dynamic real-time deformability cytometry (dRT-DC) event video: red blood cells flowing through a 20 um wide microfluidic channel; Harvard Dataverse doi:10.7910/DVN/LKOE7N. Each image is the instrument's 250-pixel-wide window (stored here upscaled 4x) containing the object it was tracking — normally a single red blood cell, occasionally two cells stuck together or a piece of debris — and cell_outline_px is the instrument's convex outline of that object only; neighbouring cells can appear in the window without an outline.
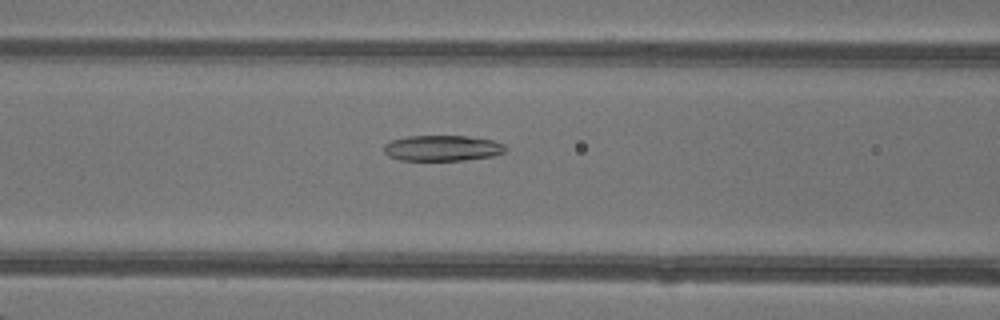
{"species": "common noctule bat (a hibernating species)", "species_latin": "Nyctalus noctula", "temperature_condition": "warm", "stored_images_in_passage": 33, "camera_frame_rate_fps": 3000, "um_per_image_px": 0.085, "animal": {"sex": "female"}, "frame": {"image": 1, "passage_image": 6, "time_ms": 1.667, "image_size_px": [1000, 320], "cell_outline_px": [[508, 148], [504, 152], [492, 156], [464, 160], [400, 160], [388, 156], [384, 152], [384, 144], [392, 140], [408, 136], [468, 136], [492, 140], [504, 144]], "centroid_in_image_um": [37.6, 12.59], "position_along_channel_um": 129.0, "area_um2": 18.21}}
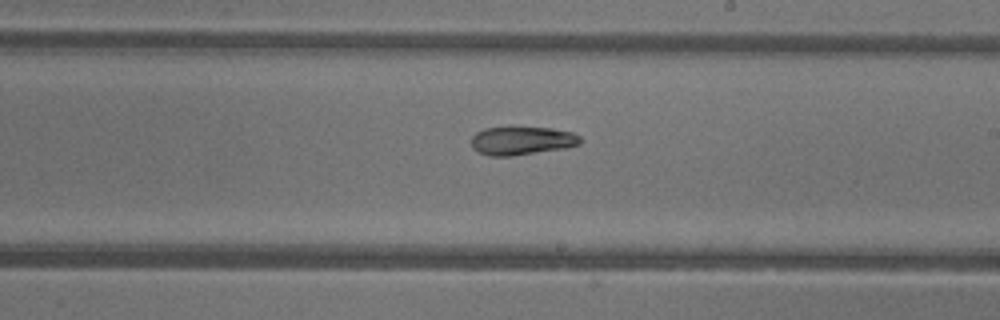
{"frame": {"image": 2, "passage_image": 14, "time_ms": 4.333, "image_size_px": [1000, 320], "cell_outline_px": [[580, 144], [568, 148], [512, 156], [492, 156], [480, 152], [472, 148], [472, 136], [476, 132], [484, 128], [552, 128], [572, 132], [580, 136]], "centroid_in_image_um": [44.38, 11.97], "position_along_channel_um": 244.6, "area_um2": 17.92}}
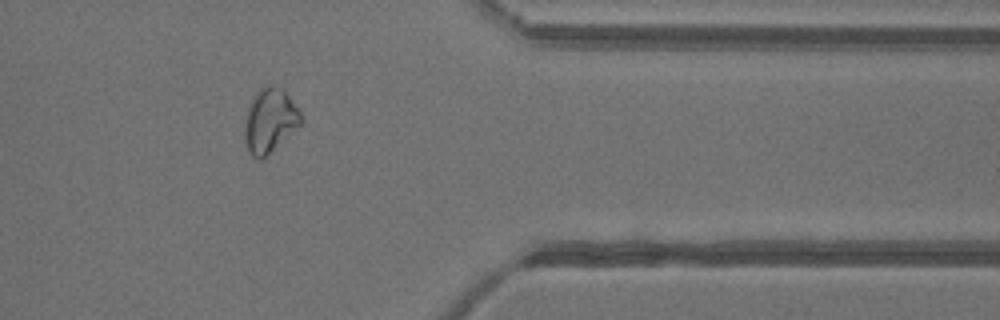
{"frame": {"image": 3, "passage_image": 25, "time_ms": 8.0, "image_size_px": [1000, 320], "cell_outline_px": [[300, 124], [260, 160], [256, 160], [248, 152], [244, 140], [244, 120], [252, 96], [260, 88], [268, 84], [276, 84], [288, 96], [300, 112]], "centroid_in_image_um": [22.86, 10.22], "position_along_channel_um": 388.5, "area_um2": 20.69}, "authors_computed_cell_mechanics": {"area_um2": 18.9584, "velocity_mm_per_s": 4.3364, "shape_relaxation_time_tau1_ms": null, "shape_relaxation_time_tau2_ms": 6.4088, "deformation_change_tau1": null, "deformation_change_tau2": 0.136}}